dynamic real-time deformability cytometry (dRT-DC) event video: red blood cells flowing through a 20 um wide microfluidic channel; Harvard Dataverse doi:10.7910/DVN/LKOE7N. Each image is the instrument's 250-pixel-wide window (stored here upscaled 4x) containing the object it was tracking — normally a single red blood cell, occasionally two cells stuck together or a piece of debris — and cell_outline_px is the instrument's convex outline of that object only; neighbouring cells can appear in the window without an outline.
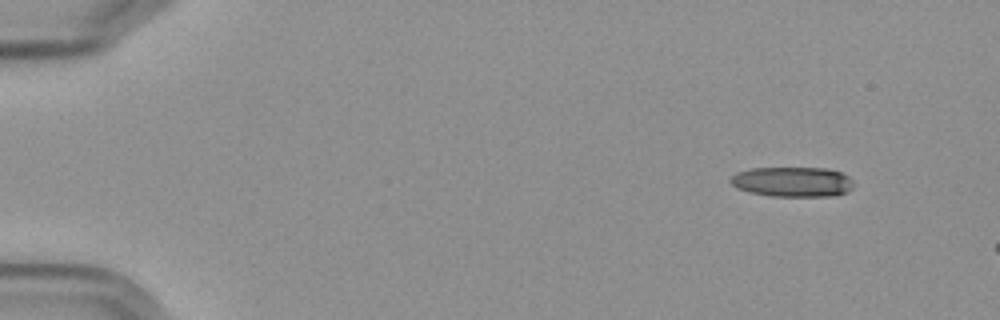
{"species": "Egyptian fruit bat (a non-hibernating species)", "species_latin": "Rousettus aegyptiacus", "temperature_condition": "cold", "stored_images_in_passage": 3, "camera_frame_rate_fps": 3000, "um_per_image_px": 0.085, "frame": {"image": 1, "passage_image": 1, "time_ms": 0.0, "image_size_px": [1000, 320], "cell_outline_px": [[852, 188], [848, 192], [832, 196], [772, 196], [748, 192], [736, 188], [728, 180], [736, 172], [752, 168], [828, 168], [840, 172], [848, 176], [852, 180]], "centroid_in_image_um": [67.34, 15.45], "position_along_channel_um": 17.7, "area_um2": 21.62}}